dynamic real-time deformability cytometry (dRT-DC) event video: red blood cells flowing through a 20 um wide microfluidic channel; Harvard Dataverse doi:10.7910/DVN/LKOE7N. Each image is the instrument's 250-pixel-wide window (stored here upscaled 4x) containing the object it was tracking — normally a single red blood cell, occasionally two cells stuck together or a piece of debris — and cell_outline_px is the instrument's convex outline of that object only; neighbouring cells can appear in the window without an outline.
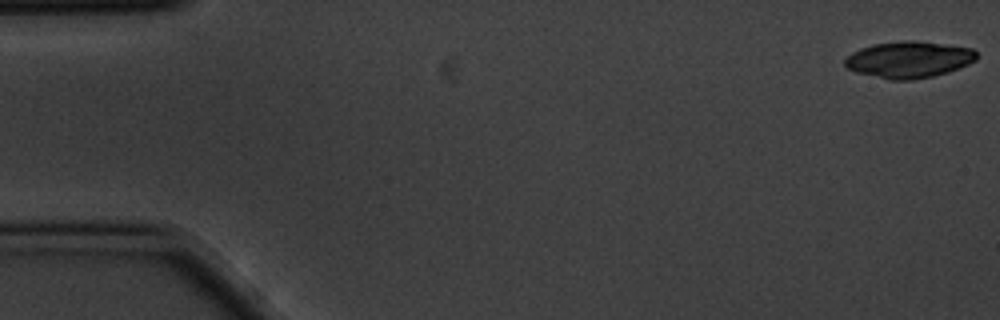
{"species": "common noctule bat (a hibernating species)", "species_latin": "Nyctalus noctula", "temperature_condition": "cold", "stored_images_in_passage": 5, "camera_frame_rate_fps": 3000, "um_per_image_px": 0.085, "animal": {"sex": "male", "body_mass_g": 20.1, "forearm_length_mm": 53.5}, "frame": {"image": 1, "passage_image": 1, "time_ms": 0.0, "image_size_px": [1000, 320], "cell_outline_px": [[976, 60], [960, 68], [948, 72], [932, 76], [912, 80], [888, 80], [856, 72], [844, 68], [844, 60], [852, 52], [860, 48], [872, 44], [904, 40], [912, 40], [972, 48], [976, 52]], "centroid_in_image_um": [77.21, 5.07], "position_along_channel_um": 7.8, "area_um2": 28.15}}